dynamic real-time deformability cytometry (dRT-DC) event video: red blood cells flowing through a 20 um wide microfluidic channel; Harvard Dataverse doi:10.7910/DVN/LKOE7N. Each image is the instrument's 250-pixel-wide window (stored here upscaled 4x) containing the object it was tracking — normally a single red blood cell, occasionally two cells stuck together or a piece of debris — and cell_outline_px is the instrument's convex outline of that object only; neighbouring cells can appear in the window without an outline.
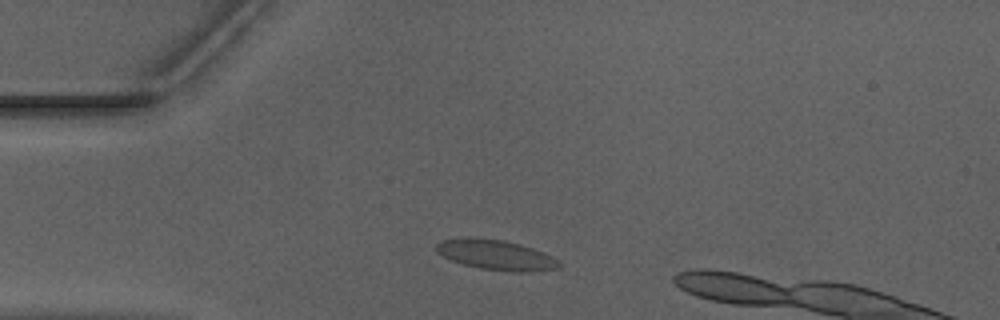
{"species": "Egyptian fruit bat (a non-hibernating species)", "species_latin": "Rousettus aegyptiacus", "temperature_condition": "warm", "stored_images_in_passage": 36, "camera_frame_rate_fps": 3000, "um_per_image_px": 0.085, "animal": {"sex": "male"}, "frame": {"image": 1, "passage_image": 6, "time_ms": 1.667, "image_size_px": [1000, 320], "cell_outline_px": [[560, 268], [528, 272], [512, 272], [480, 268], [464, 264], [452, 260], [436, 252], [436, 244], [440, 240], [504, 240], [520, 244], [544, 252], [560, 260]], "centroid_in_image_um": [42.26, 21.71], "position_along_channel_um": 42.7, "area_um2": 20.81}}
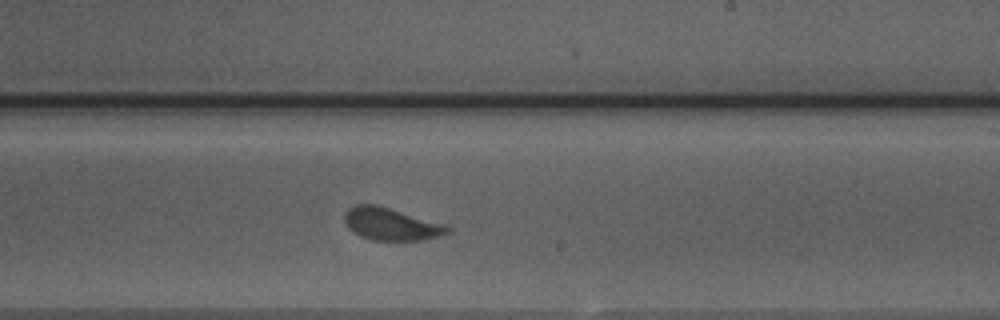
{"frame": {"image": 2, "passage_image": 24, "time_ms": 7.667, "image_size_px": [1000, 320], "cell_outline_px": [[452, 228], [448, 232], [424, 240], [372, 240], [360, 236], [348, 228], [344, 220], [344, 212], [348, 208], [356, 204], [376, 204], [448, 224]], "centroid_in_image_um": [33.24, 19.03], "position_along_channel_um": 255.8, "area_um2": 19.65}}
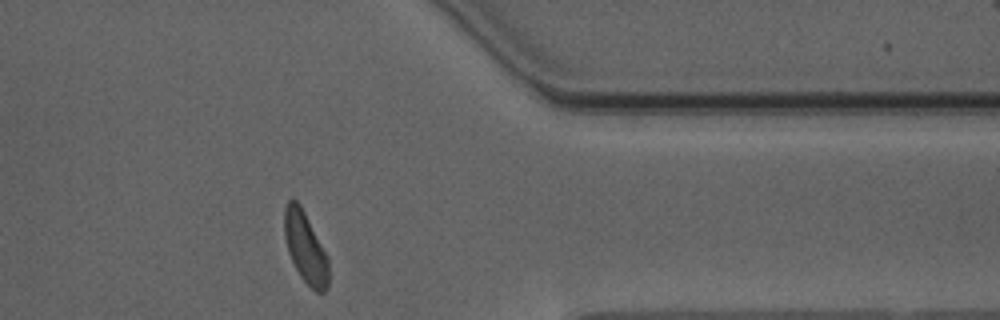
{"frame": {"image": 3, "passage_image": 35, "time_ms": 11.333, "image_size_px": [1000, 320], "cell_outline_px": [[328, 288], [324, 292], [316, 292], [300, 276], [288, 252], [284, 236], [284, 208], [288, 200], [292, 196], [300, 204], [328, 256]], "centroid_in_image_um": [25.95, 21.01], "position_along_channel_um": 385.5, "area_um2": 18.32}}